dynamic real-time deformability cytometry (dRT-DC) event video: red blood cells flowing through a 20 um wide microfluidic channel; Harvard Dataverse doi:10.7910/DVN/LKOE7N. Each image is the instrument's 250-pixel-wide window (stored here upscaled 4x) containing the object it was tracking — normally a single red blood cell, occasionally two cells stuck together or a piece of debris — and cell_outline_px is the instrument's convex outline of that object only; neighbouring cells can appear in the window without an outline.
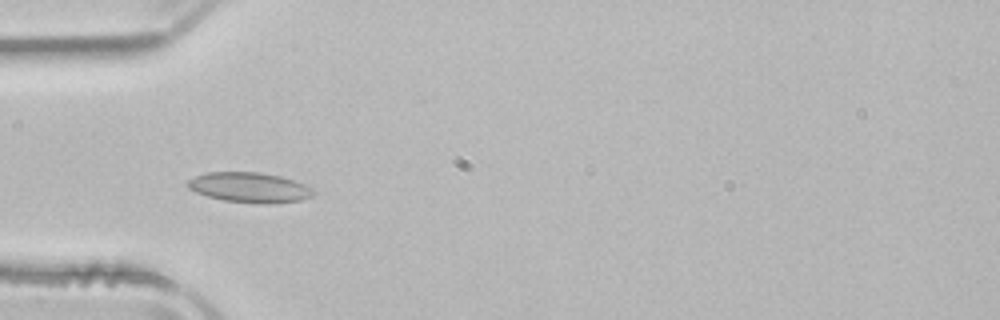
{"species": "common noctule bat (a hibernating species)", "species_latin": "Nyctalus noctula", "temperature_condition": "room temperature", "stored_images_in_passage": 52, "camera_frame_rate_fps": 3000, "um_per_image_px": 0.085, "animal": {"sex": "male", "body_mass_g": 21.5, "forearm_length_mm": 52.0}, "frame": {"image": 1, "passage_image": 16, "time_ms": 5.0, "image_size_px": [1000, 320], "cell_outline_px": [[316, 192], [312, 196], [300, 200], [272, 204], [260, 204], [224, 200], [208, 196], [196, 192], [188, 188], [188, 180], [196, 176], [208, 172], [260, 172], [280, 176], [304, 184], [312, 188]], "centroid_in_image_um": [21.23, 15.94], "position_along_channel_um": 63.8, "area_um2": 21.96}}
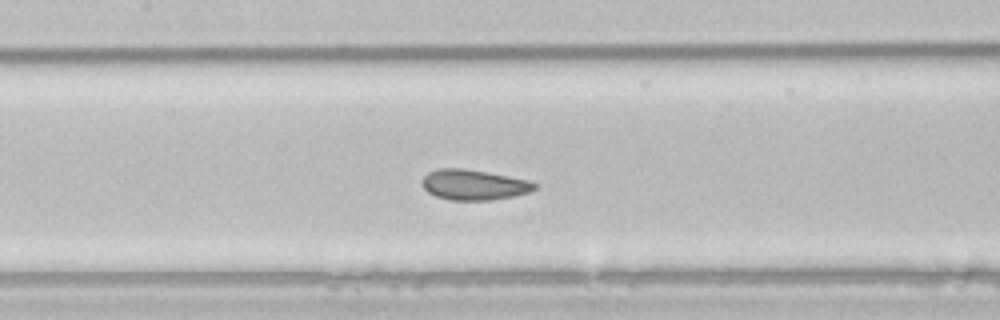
{"frame": {"image": 2, "passage_image": 24, "time_ms": 7.667, "image_size_px": [1000, 320], "cell_outline_px": [[536, 188], [528, 192], [512, 196], [488, 200], [452, 200], [436, 196], [428, 192], [420, 184], [420, 180], [428, 172], [436, 168], [464, 168], [488, 172], [528, 180], [536, 184]], "centroid_in_image_um": [40.21, 15.69], "position_along_channel_um": 167.2, "area_um2": 19.88}}
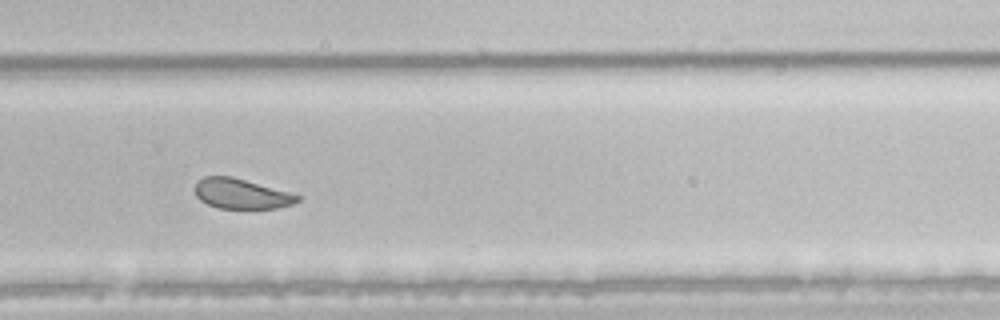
{"frame": {"image": 3, "passage_image": 35, "time_ms": 11.333, "image_size_px": [1000, 320], "cell_outline_px": [[300, 200], [292, 204], [276, 208], [220, 208], [208, 204], [200, 200], [196, 196], [196, 180], [204, 176], [232, 176], [288, 192], [300, 196]], "centroid_in_image_um": [20.48, 16.46], "position_along_channel_um": 309.3, "area_um2": 17.74}, "authors_computed_cell_mechanics": {"area_um2": 21.8773, "velocity_mm_per_s": 3.8992, "shape_relaxation_time_tau1_ms": 7.1174, "shape_relaxation_time_tau2_ms": 1.2067, "deformation_change_tau1": 0.1231, "deformation_change_tau2": 0.0589}}